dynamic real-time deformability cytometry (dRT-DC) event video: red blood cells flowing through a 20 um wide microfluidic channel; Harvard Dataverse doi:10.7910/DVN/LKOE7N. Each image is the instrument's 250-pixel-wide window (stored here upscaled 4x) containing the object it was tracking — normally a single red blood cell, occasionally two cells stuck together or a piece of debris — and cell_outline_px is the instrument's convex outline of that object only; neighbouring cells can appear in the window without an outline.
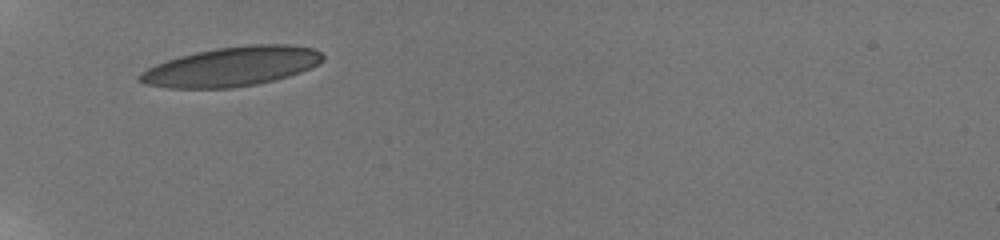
{"species": "human", "species_latin": "Homo sapiens", "temperature_condition": "room temperature", "stored_images_in_passage": 6, "camera_frame_rate_fps": 3000, "um_per_image_px": 0.085, "donor": {"sex": "male"}, "frame": {"image": 1, "passage_image": 1, "time_ms": 0.0, "image_size_px": [1000, 240], "cell_outline_px": [[324, 60], [300, 72], [288, 76], [256, 84], [232, 88], [168, 88], [144, 84], [136, 80], [136, 76], [140, 72], [156, 64], [180, 56], [196, 52], [216, 48], [252, 44], [292, 44], [312, 48], [320, 52], [324, 56]], "centroid_in_image_um": [19.65, 5.66], "position_along_channel_um": 65.3, "area_um2": 41.96}}
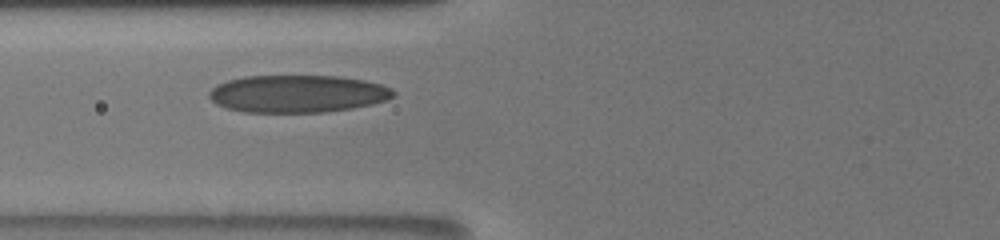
{"frame": {"image": 2, "passage_image": 5, "time_ms": 1.333, "image_size_px": [1000, 240], "cell_outline_px": [[396, 92], [392, 96], [384, 100], [372, 104], [352, 108], [324, 112], [244, 112], [228, 108], [216, 104], [208, 96], [208, 92], [216, 84], [228, 80], [244, 76], [336, 76], [364, 80], [380, 84], [392, 88]], "centroid_in_image_um": [25.26, 7.97], "position_along_channel_um": 100.5, "area_um2": 40.17}}